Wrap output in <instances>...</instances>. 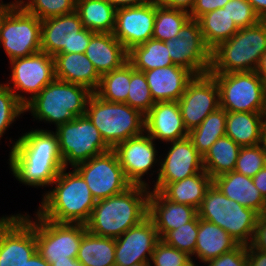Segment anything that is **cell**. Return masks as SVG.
Listing matches in <instances>:
<instances>
[{
  "mask_svg": "<svg viewBox=\"0 0 266 266\" xmlns=\"http://www.w3.org/2000/svg\"><path fill=\"white\" fill-rule=\"evenodd\" d=\"M5 6V4L0 3V20L2 17V8Z\"/></svg>",
  "mask_w": 266,
  "mask_h": 266,
  "instance_id": "60",
  "label": "cell"
},
{
  "mask_svg": "<svg viewBox=\"0 0 266 266\" xmlns=\"http://www.w3.org/2000/svg\"><path fill=\"white\" fill-rule=\"evenodd\" d=\"M131 266H150V261H142Z\"/></svg>",
  "mask_w": 266,
  "mask_h": 266,
  "instance_id": "59",
  "label": "cell"
},
{
  "mask_svg": "<svg viewBox=\"0 0 266 266\" xmlns=\"http://www.w3.org/2000/svg\"><path fill=\"white\" fill-rule=\"evenodd\" d=\"M92 94L93 92L84 86L55 78L24 105V113L29 111L36 121L57 127L75 117L85 115Z\"/></svg>",
  "mask_w": 266,
  "mask_h": 266,
  "instance_id": "4",
  "label": "cell"
},
{
  "mask_svg": "<svg viewBox=\"0 0 266 266\" xmlns=\"http://www.w3.org/2000/svg\"><path fill=\"white\" fill-rule=\"evenodd\" d=\"M150 191L146 186L131 185L120 194L97 200L86 230L97 236L120 237L148 216Z\"/></svg>",
  "mask_w": 266,
  "mask_h": 266,
  "instance_id": "2",
  "label": "cell"
},
{
  "mask_svg": "<svg viewBox=\"0 0 266 266\" xmlns=\"http://www.w3.org/2000/svg\"><path fill=\"white\" fill-rule=\"evenodd\" d=\"M171 143V144H170ZM168 151L160 159L159 174L150 189L161 191L168 183H173L204 170L203 156L196 150L189 137L169 142Z\"/></svg>",
  "mask_w": 266,
  "mask_h": 266,
  "instance_id": "19",
  "label": "cell"
},
{
  "mask_svg": "<svg viewBox=\"0 0 266 266\" xmlns=\"http://www.w3.org/2000/svg\"><path fill=\"white\" fill-rule=\"evenodd\" d=\"M20 6L42 21L74 12L76 0H24Z\"/></svg>",
  "mask_w": 266,
  "mask_h": 266,
  "instance_id": "41",
  "label": "cell"
},
{
  "mask_svg": "<svg viewBox=\"0 0 266 266\" xmlns=\"http://www.w3.org/2000/svg\"><path fill=\"white\" fill-rule=\"evenodd\" d=\"M0 217V266H24L37 252L36 212Z\"/></svg>",
  "mask_w": 266,
  "mask_h": 266,
  "instance_id": "11",
  "label": "cell"
},
{
  "mask_svg": "<svg viewBox=\"0 0 266 266\" xmlns=\"http://www.w3.org/2000/svg\"><path fill=\"white\" fill-rule=\"evenodd\" d=\"M156 1L139 6L116 9L114 37L127 51L153 36Z\"/></svg>",
  "mask_w": 266,
  "mask_h": 266,
  "instance_id": "20",
  "label": "cell"
},
{
  "mask_svg": "<svg viewBox=\"0 0 266 266\" xmlns=\"http://www.w3.org/2000/svg\"><path fill=\"white\" fill-rule=\"evenodd\" d=\"M261 20H266V0H247Z\"/></svg>",
  "mask_w": 266,
  "mask_h": 266,
  "instance_id": "53",
  "label": "cell"
},
{
  "mask_svg": "<svg viewBox=\"0 0 266 266\" xmlns=\"http://www.w3.org/2000/svg\"><path fill=\"white\" fill-rule=\"evenodd\" d=\"M126 104L138 110L144 116L155 104L144 72L137 71L130 64V85Z\"/></svg>",
  "mask_w": 266,
  "mask_h": 266,
  "instance_id": "39",
  "label": "cell"
},
{
  "mask_svg": "<svg viewBox=\"0 0 266 266\" xmlns=\"http://www.w3.org/2000/svg\"><path fill=\"white\" fill-rule=\"evenodd\" d=\"M185 128L192 130L220 107L219 88L215 78L206 73L194 76L178 100Z\"/></svg>",
  "mask_w": 266,
  "mask_h": 266,
  "instance_id": "18",
  "label": "cell"
},
{
  "mask_svg": "<svg viewBox=\"0 0 266 266\" xmlns=\"http://www.w3.org/2000/svg\"><path fill=\"white\" fill-rule=\"evenodd\" d=\"M226 110L218 108L210 113L202 123L188 132L196 150L204 156L210 147L225 136Z\"/></svg>",
  "mask_w": 266,
  "mask_h": 266,
  "instance_id": "36",
  "label": "cell"
},
{
  "mask_svg": "<svg viewBox=\"0 0 266 266\" xmlns=\"http://www.w3.org/2000/svg\"><path fill=\"white\" fill-rule=\"evenodd\" d=\"M189 19L190 14L188 12L167 8L156 2V17L152 38L164 42L174 39Z\"/></svg>",
  "mask_w": 266,
  "mask_h": 266,
  "instance_id": "38",
  "label": "cell"
},
{
  "mask_svg": "<svg viewBox=\"0 0 266 266\" xmlns=\"http://www.w3.org/2000/svg\"><path fill=\"white\" fill-rule=\"evenodd\" d=\"M83 28L94 33H113L116 9L106 0H76Z\"/></svg>",
  "mask_w": 266,
  "mask_h": 266,
  "instance_id": "31",
  "label": "cell"
},
{
  "mask_svg": "<svg viewBox=\"0 0 266 266\" xmlns=\"http://www.w3.org/2000/svg\"><path fill=\"white\" fill-rule=\"evenodd\" d=\"M230 0H195L194 7L191 10L190 18L198 20L202 15L223 8Z\"/></svg>",
  "mask_w": 266,
  "mask_h": 266,
  "instance_id": "47",
  "label": "cell"
},
{
  "mask_svg": "<svg viewBox=\"0 0 266 266\" xmlns=\"http://www.w3.org/2000/svg\"><path fill=\"white\" fill-rule=\"evenodd\" d=\"M155 142L144 131L141 135L131 137L112 149L118 157L126 179L132 185H142L150 188L149 183L151 184V182L143 180V176L148 175L149 171L151 172L149 175L153 176L152 172H155L157 174L156 178L158 177L160 159L158 160L156 157L159 155ZM155 164L158 165V170L151 171L155 168Z\"/></svg>",
  "mask_w": 266,
  "mask_h": 266,
  "instance_id": "17",
  "label": "cell"
},
{
  "mask_svg": "<svg viewBox=\"0 0 266 266\" xmlns=\"http://www.w3.org/2000/svg\"><path fill=\"white\" fill-rule=\"evenodd\" d=\"M247 266H266V252L247 245Z\"/></svg>",
  "mask_w": 266,
  "mask_h": 266,
  "instance_id": "50",
  "label": "cell"
},
{
  "mask_svg": "<svg viewBox=\"0 0 266 266\" xmlns=\"http://www.w3.org/2000/svg\"><path fill=\"white\" fill-rule=\"evenodd\" d=\"M264 95H265V113H266V83H265Z\"/></svg>",
  "mask_w": 266,
  "mask_h": 266,
  "instance_id": "61",
  "label": "cell"
},
{
  "mask_svg": "<svg viewBox=\"0 0 266 266\" xmlns=\"http://www.w3.org/2000/svg\"><path fill=\"white\" fill-rule=\"evenodd\" d=\"M85 55L93 63L100 76L128 62V51L112 33H94Z\"/></svg>",
  "mask_w": 266,
  "mask_h": 266,
  "instance_id": "25",
  "label": "cell"
},
{
  "mask_svg": "<svg viewBox=\"0 0 266 266\" xmlns=\"http://www.w3.org/2000/svg\"><path fill=\"white\" fill-rule=\"evenodd\" d=\"M93 34L91 30L83 28L76 11L47 18L41 21V51L51 56L58 53H85Z\"/></svg>",
  "mask_w": 266,
  "mask_h": 266,
  "instance_id": "14",
  "label": "cell"
},
{
  "mask_svg": "<svg viewBox=\"0 0 266 266\" xmlns=\"http://www.w3.org/2000/svg\"><path fill=\"white\" fill-rule=\"evenodd\" d=\"M9 170L28 187H48L64 168L57 135L52 130L34 129L9 139Z\"/></svg>",
  "mask_w": 266,
  "mask_h": 266,
  "instance_id": "1",
  "label": "cell"
},
{
  "mask_svg": "<svg viewBox=\"0 0 266 266\" xmlns=\"http://www.w3.org/2000/svg\"><path fill=\"white\" fill-rule=\"evenodd\" d=\"M144 131L165 144L188 137L178 101L155 102L144 117Z\"/></svg>",
  "mask_w": 266,
  "mask_h": 266,
  "instance_id": "22",
  "label": "cell"
},
{
  "mask_svg": "<svg viewBox=\"0 0 266 266\" xmlns=\"http://www.w3.org/2000/svg\"><path fill=\"white\" fill-rule=\"evenodd\" d=\"M159 5L171 8V9H180L188 13L194 7L195 0H155Z\"/></svg>",
  "mask_w": 266,
  "mask_h": 266,
  "instance_id": "49",
  "label": "cell"
},
{
  "mask_svg": "<svg viewBox=\"0 0 266 266\" xmlns=\"http://www.w3.org/2000/svg\"><path fill=\"white\" fill-rule=\"evenodd\" d=\"M64 167L42 195L37 213L56 223L85 224L93 211L96 200L83 177L72 167ZM55 186V187H54Z\"/></svg>",
  "mask_w": 266,
  "mask_h": 266,
  "instance_id": "3",
  "label": "cell"
},
{
  "mask_svg": "<svg viewBox=\"0 0 266 266\" xmlns=\"http://www.w3.org/2000/svg\"><path fill=\"white\" fill-rule=\"evenodd\" d=\"M73 168L83 177L96 201L120 194L132 185L112 149Z\"/></svg>",
  "mask_w": 266,
  "mask_h": 266,
  "instance_id": "15",
  "label": "cell"
},
{
  "mask_svg": "<svg viewBox=\"0 0 266 266\" xmlns=\"http://www.w3.org/2000/svg\"><path fill=\"white\" fill-rule=\"evenodd\" d=\"M190 256L160 240L151 255L150 266H180Z\"/></svg>",
  "mask_w": 266,
  "mask_h": 266,
  "instance_id": "45",
  "label": "cell"
},
{
  "mask_svg": "<svg viewBox=\"0 0 266 266\" xmlns=\"http://www.w3.org/2000/svg\"><path fill=\"white\" fill-rule=\"evenodd\" d=\"M197 212L199 218L224 229L239 245H250L259 214L226 197L213 183Z\"/></svg>",
  "mask_w": 266,
  "mask_h": 266,
  "instance_id": "6",
  "label": "cell"
},
{
  "mask_svg": "<svg viewBox=\"0 0 266 266\" xmlns=\"http://www.w3.org/2000/svg\"><path fill=\"white\" fill-rule=\"evenodd\" d=\"M76 259L84 266H115V239L86 230Z\"/></svg>",
  "mask_w": 266,
  "mask_h": 266,
  "instance_id": "32",
  "label": "cell"
},
{
  "mask_svg": "<svg viewBox=\"0 0 266 266\" xmlns=\"http://www.w3.org/2000/svg\"><path fill=\"white\" fill-rule=\"evenodd\" d=\"M24 266H51L43 257L37 252L27 261Z\"/></svg>",
  "mask_w": 266,
  "mask_h": 266,
  "instance_id": "54",
  "label": "cell"
},
{
  "mask_svg": "<svg viewBox=\"0 0 266 266\" xmlns=\"http://www.w3.org/2000/svg\"><path fill=\"white\" fill-rule=\"evenodd\" d=\"M9 61L41 51V20L21 6L2 8L0 47Z\"/></svg>",
  "mask_w": 266,
  "mask_h": 266,
  "instance_id": "8",
  "label": "cell"
},
{
  "mask_svg": "<svg viewBox=\"0 0 266 266\" xmlns=\"http://www.w3.org/2000/svg\"><path fill=\"white\" fill-rule=\"evenodd\" d=\"M225 135L240 147L266 142V113L226 111Z\"/></svg>",
  "mask_w": 266,
  "mask_h": 266,
  "instance_id": "28",
  "label": "cell"
},
{
  "mask_svg": "<svg viewBox=\"0 0 266 266\" xmlns=\"http://www.w3.org/2000/svg\"><path fill=\"white\" fill-rule=\"evenodd\" d=\"M85 231V224L56 223L36 212L37 253L49 264L76 259Z\"/></svg>",
  "mask_w": 266,
  "mask_h": 266,
  "instance_id": "13",
  "label": "cell"
},
{
  "mask_svg": "<svg viewBox=\"0 0 266 266\" xmlns=\"http://www.w3.org/2000/svg\"><path fill=\"white\" fill-rule=\"evenodd\" d=\"M254 185L260 191L263 198L266 200V166L262 168L253 178Z\"/></svg>",
  "mask_w": 266,
  "mask_h": 266,
  "instance_id": "51",
  "label": "cell"
},
{
  "mask_svg": "<svg viewBox=\"0 0 266 266\" xmlns=\"http://www.w3.org/2000/svg\"><path fill=\"white\" fill-rule=\"evenodd\" d=\"M207 266H247V246L238 245L232 251L224 253L203 264Z\"/></svg>",
  "mask_w": 266,
  "mask_h": 266,
  "instance_id": "46",
  "label": "cell"
},
{
  "mask_svg": "<svg viewBox=\"0 0 266 266\" xmlns=\"http://www.w3.org/2000/svg\"><path fill=\"white\" fill-rule=\"evenodd\" d=\"M85 115L111 149L144 132L143 114L126 103L103 100L95 92L88 100Z\"/></svg>",
  "mask_w": 266,
  "mask_h": 266,
  "instance_id": "7",
  "label": "cell"
},
{
  "mask_svg": "<svg viewBox=\"0 0 266 266\" xmlns=\"http://www.w3.org/2000/svg\"><path fill=\"white\" fill-rule=\"evenodd\" d=\"M241 147L228 136L220 137L203 156L204 170L213 179L235 170Z\"/></svg>",
  "mask_w": 266,
  "mask_h": 266,
  "instance_id": "33",
  "label": "cell"
},
{
  "mask_svg": "<svg viewBox=\"0 0 266 266\" xmlns=\"http://www.w3.org/2000/svg\"><path fill=\"white\" fill-rule=\"evenodd\" d=\"M9 63L11 74L5 85L23 105L56 78L54 56L42 51Z\"/></svg>",
  "mask_w": 266,
  "mask_h": 266,
  "instance_id": "12",
  "label": "cell"
},
{
  "mask_svg": "<svg viewBox=\"0 0 266 266\" xmlns=\"http://www.w3.org/2000/svg\"><path fill=\"white\" fill-rule=\"evenodd\" d=\"M265 166L266 142L254 146L241 147L234 171L253 178Z\"/></svg>",
  "mask_w": 266,
  "mask_h": 266,
  "instance_id": "42",
  "label": "cell"
},
{
  "mask_svg": "<svg viewBox=\"0 0 266 266\" xmlns=\"http://www.w3.org/2000/svg\"><path fill=\"white\" fill-rule=\"evenodd\" d=\"M51 266H84L77 259H67L62 261H56L50 264Z\"/></svg>",
  "mask_w": 266,
  "mask_h": 266,
  "instance_id": "56",
  "label": "cell"
},
{
  "mask_svg": "<svg viewBox=\"0 0 266 266\" xmlns=\"http://www.w3.org/2000/svg\"><path fill=\"white\" fill-rule=\"evenodd\" d=\"M256 73L266 83V52L262 55L260 63L256 69Z\"/></svg>",
  "mask_w": 266,
  "mask_h": 266,
  "instance_id": "55",
  "label": "cell"
},
{
  "mask_svg": "<svg viewBox=\"0 0 266 266\" xmlns=\"http://www.w3.org/2000/svg\"><path fill=\"white\" fill-rule=\"evenodd\" d=\"M199 228L198 214L181 227L169 231L161 240L167 245L185 252L190 257H195L196 240Z\"/></svg>",
  "mask_w": 266,
  "mask_h": 266,
  "instance_id": "40",
  "label": "cell"
},
{
  "mask_svg": "<svg viewBox=\"0 0 266 266\" xmlns=\"http://www.w3.org/2000/svg\"><path fill=\"white\" fill-rule=\"evenodd\" d=\"M165 43L174 65L184 67L194 76L209 73L211 49L204 41L198 20L190 18L178 36Z\"/></svg>",
  "mask_w": 266,
  "mask_h": 266,
  "instance_id": "16",
  "label": "cell"
},
{
  "mask_svg": "<svg viewBox=\"0 0 266 266\" xmlns=\"http://www.w3.org/2000/svg\"><path fill=\"white\" fill-rule=\"evenodd\" d=\"M266 52V20L240 28L229 40L211 50L209 73L256 71Z\"/></svg>",
  "mask_w": 266,
  "mask_h": 266,
  "instance_id": "5",
  "label": "cell"
},
{
  "mask_svg": "<svg viewBox=\"0 0 266 266\" xmlns=\"http://www.w3.org/2000/svg\"><path fill=\"white\" fill-rule=\"evenodd\" d=\"M55 129L64 167L72 168L111 150L86 115L75 117Z\"/></svg>",
  "mask_w": 266,
  "mask_h": 266,
  "instance_id": "9",
  "label": "cell"
},
{
  "mask_svg": "<svg viewBox=\"0 0 266 266\" xmlns=\"http://www.w3.org/2000/svg\"><path fill=\"white\" fill-rule=\"evenodd\" d=\"M56 79L84 86L93 93L101 76L85 53H58L54 56Z\"/></svg>",
  "mask_w": 266,
  "mask_h": 266,
  "instance_id": "26",
  "label": "cell"
},
{
  "mask_svg": "<svg viewBox=\"0 0 266 266\" xmlns=\"http://www.w3.org/2000/svg\"><path fill=\"white\" fill-rule=\"evenodd\" d=\"M24 0H13L9 3H4L3 0H0V3L8 5V6H20L23 3Z\"/></svg>",
  "mask_w": 266,
  "mask_h": 266,
  "instance_id": "58",
  "label": "cell"
},
{
  "mask_svg": "<svg viewBox=\"0 0 266 266\" xmlns=\"http://www.w3.org/2000/svg\"><path fill=\"white\" fill-rule=\"evenodd\" d=\"M166 43L154 38L128 51V62L137 71L144 72L174 65Z\"/></svg>",
  "mask_w": 266,
  "mask_h": 266,
  "instance_id": "34",
  "label": "cell"
},
{
  "mask_svg": "<svg viewBox=\"0 0 266 266\" xmlns=\"http://www.w3.org/2000/svg\"><path fill=\"white\" fill-rule=\"evenodd\" d=\"M160 240L153 221L147 216L115 239V266H131L142 261H150Z\"/></svg>",
  "mask_w": 266,
  "mask_h": 266,
  "instance_id": "21",
  "label": "cell"
},
{
  "mask_svg": "<svg viewBox=\"0 0 266 266\" xmlns=\"http://www.w3.org/2000/svg\"><path fill=\"white\" fill-rule=\"evenodd\" d=\"M239 244L221 227L199 218L195 259L205 263L232 251Z\"/></svg>",
  "mask_w": 266,
  "mask_h": 266,
  "instance_id": "29",
  "label": "cell"
},
{
  "mask_svg": "<svg viewBox=\"0 0 266 266\" xmlns=\"http://www.w3.org/2000/svg\"><path fill=\"white\" fill-rule=\"evenodd\" d=\"M197 214V209L190 205L170 201L160 191H150L148 216L153 221L160 239L169 231L190 222Z\"/></svg>",
  "mask_w": 266,
  "mask_h": 266,
  "instance_id": "23",
  "label": "cell"
},
{
  "mask_svg": "<svg viewBox=\"0 0 266 266\" xmlns=\"http://www.w3.org/2000/svg\"><path fill=\"white\" fill-rule=\"evenodd\" d=\"M212 183L228 198L259 215L266 212V200L254 185L252 178L232 171L212 179Z\"/></svg>",
  "mask_w": 266,
  "mask_h": 266,
  "instance_id": "27",
  "label": "cell"
},
{
  "mask_svg": "<svg viewBox=\"0 0 266 266\" xmlns=\"http://www.w3.org/2000/svg\"><path fill=\"white\" fill-rule=\"evenodd\" d=\"M21 114H25L24 105L5 84L0 82V140L12 123L22 116Z\"/></svg>",
  "mask_w": 266,
  "mask_h": 266,
  "instance_id": "43",
  "label": "cell"
},
{
  "mask_svg": "<svg viewBox=\"0 0 266 266\" xmlns=\"http://www.w3.org/2000/svg\"><path fill=\"white\" fill-rule=\"evenodd\" d=\"M255 249L266 252V214H260L250 243Z\"/></svg>",
  "mask_w": 266,
  "mask_h": 266,
  "instance_id": "48",
  "label": "cell"
},
{
  "mask_svg": "<svg viewBox=\"0 0 266 266\" xmlns=\"http://www.w3.org/2000/svg\"><path fill=\"white\" fill-rule=\"evenodd\" d=\"M193 257H189L184 263H182L180 266H199L198 262L195 264L196 259L193 260Z\"/></svg>",
  "mask_w": 266,
  "mask_h": 266,
  "instance_id": "57",
  "label": "cell"
},
{
  "mask_svg": "<svg viewBox=\"0 0 266 266\" xmlns=\"http://www.w3.org/2000/svg\"><path fill=\"white\" fill-rule=\"evenodd\" d=\"M109 4H111L115 9L122 7H131V6H139L145 5L147 3H151L154 0H106Z\"/></svg>",
  "mask_w": 266,
  "mask_h": 266,
  "instance_id": "52",
  "label": "cell"
},
{
  "mask_svg": "<svg viewBox=\"0 0 266 266\" xmlns=\"http://www.w3.org/2000/svg\"><path fill=\"white\" fill-rule=\"evenodd\" d=\"M219 88L220 108L229 112L265 113V83L256 73H210Z\"/></svg>",
  "mask_w": 266,
  "mask_h": 266,
  "instance_id": "10",
  "label": "cell"
},
{
  "mask_svg": "<svg viewBox=\"0 0 266 266\" xmlns=\"http://www.w3.org/2000/svg\"><path fill=\"white\" fill-rule=\"evenodd\" d=\"M223 8L226 9L239 29L251 27L261 21L253 6L247 0H230Z\"/></svg>",
  "mask_w": 266,
  "mask_h": 266,
  "instance_id": "44",
  "label": "cell"
},
{
  "mask_svg": "<svg viewBox=\"0 0 266 266\" xmlns=\"http://www.w3.org/2000/svg\"><path fill=\"white\" fill-rule=\"evenodd\" d=\"M198 22L204 41L211 50L229 40L239 30L224 8L202 15Z\"/></svg>",
  "mask_w": 266,
  "mask_h": 266,
  "instance_id": "35",
  "label": "cell"
},
{
  "mask_svg": "<svg viewBox=\"0 0 266 266\" xmlns=\"http://www.w3.org/2000/svg\"><path fill=\"white\" fill-rule=\"evenodd\" d=\"M212 178L205 171L177 182L168 183L160 192L170 201L199 209Z\"/></svg>",
  "mask_w": 266,
  "mask_h": 266,
  "instance_id": "30",
  "label": "cell"
},
{
  "mask_svg": "<svg viewBox=\"0 0 266 266\" xmlns=\"http://www.w3.org/2000/svg\"><path fill=\"white\" fill-rule=\"evenodd\" d=\"M154 102L178 101L194 75L184 67L170 65L144 71Z\"/></svg>",
  "mask_w": 266,
  "mask_h": 266,
  "instance_id": "24",
  "label": "cell"
},
{
  "mask_svg": "<svg viewBox=\"0 0 266 266\" xmlns=\"http://www.w3.org/2000/svg\"><path fill=\"white\" fill-rule=\"evenodd\" d=\"M130 85V63L101 76L96 94L109 102L126 103Z\"/></svg>",
  "mask_w": 266,
  "mask_h": 266,
  "instance_id": "37",
  "label": "cell"
}]
</instances>
